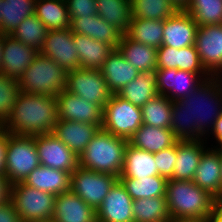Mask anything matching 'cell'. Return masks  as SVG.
Wrapping results in <instances>:
<instances>
[{
	"label": "cell",
	"mask_w": 222,
	"mask_h": 222,
	"mask_svg": "<svg viewBox=\"0 0 222 222\" xmlns=\"http://www.w3.org/2000/svg\"><path fill=\"white\" fill-rule=\"evenodd\" d=\"M166 200L172 222H207L215 197L193 181L169 179Z\"/></svg>",
	"instance_id": "3957f363"
},
{
	"label": "cell",
	"mask_w": 222,
	"mask_h": 222,
	"mask_svg": "<svg viewBox=\"0 0 222 222\" xmlns=\"http://www.w3.org/2000/svg\"><path fill=\"white\" fill-rule=\"evenodd\" d=\"M195 47L205 70L222 77V24L198 26Z\"/></svg>",
	"instance_id": "4fadbf2b"
},
{
	"label": "cell",
	"mask_w": 222,
	"mask_h": 222,
	"mask_svg": "<svg viewBox=\"0 0 222 222\" xmlns=\"http://www.w3.org/2000/svg\"><path fill=\"white\" fill-rule=\"evenodd\" d=\"M177 141L171 129L142 124L128 143L135 148L156 153L173 146Z\"/></svg>",
	"instance_id": "4316f807"
},
{
	"label": "cell",
	"mask_w": 222,
	"mask_h": 222,
	"mask_svg": "<svg viewBox=\"0 0 222 222\" xmlns=\"http://www.w3.org/2000/svg\"><path fill=\"white\" fill-rule=\"evenodd\" d=\"M66 78L63 67L38 53L17 81L22 92L56 97L65 90Z\"/></svg>",
	"instance_id": "5b68a950"
},
{
	"label": "cell",
	"mask_w": 222,
	"mask_h": 222,
	"mask_svg": "<svg viewBox=\"0 0 222 222\" xmlns=\"http://www.w3.org/2000/svg\"><path fill=\"white\" fill-rule=\"evenodd\" d=\"M56 99L58 120L85 122L102 127L103 110L96 103H90L67 90H62Z\"/></svg>",
	"instance_id": "9a60e30c"
},
{
	"label": "cell",
	"mask_w": 222,
	"mask_h": 222,
	"mask_svg": "<svg viewBox=\"0 0 222 222\" xmlns=\"http://www.w3.org/2000/svg\"><path fill=\"white\" fill-rule=\"evenodd\" d=\"M35 15L48 30H63L70 27L65 0H37Z\"/></svg>",
	"instance_id": "1f68e13d"
},
{
	"label": "cell",
	"mask_w": 222,
	"mask_h": 222,
	"mask_svg": "<svg viewBox=\"0 0 222 222\" xmlns=\"http://www.w3.org/2000/svg\"><path fill=\"white\" fill-rule=\"evenodd\" d=\"M100 129L96 124L58 120L52 134L79 156Z\"/></svg>",
	"instance_id": "44dd1931"
},
{
	"label": "cell",
	"mask_w": 222,
	"mask_h": 222,
	"mask_svg": "<svg viewBox=\"0 0 222 222\" xmlns=\"http://www.w3.org/2000/svg\"><path fill=\"white\" fill-rule=\"evenodd\" d=\"M158 175L154 153L133 147L129 143L124 152V166L119 177L142 179Z\"/></svg>",
	"instance_id": "83f0119b"
},
{
	"label": "cell",
	"mask_w": 222,
	"mask_h": 222,
	"mask_svg": "<svg viewBox=\"0 0 222 222\" xmlns=\"http://www.w3.org/2000/svg\"><path fill=\"white\" fill-rule=\"evenodd\" d=\"M173 101L167 96L157 95L141 107L143 124L170 129Z\"/></svg>",
	"instance_id": "d590c367"
},
{
	"label": "cell",
	"mask_w": 222,
	"mask_h": 222,
	"mask_svg": "<svg viewBox=\"0 0 222 222\" xmlns=\"http://www.w3.org/2000/svg\"><path fill=\"white\" fill-rule=\"evenodd\" d=\"M98 15L70 19V29L73 33L85 35L93 39L94 20Z\"/></svg>",
	"instance_id": "bcb514c9"
},
{
	"label": "cell",
	"mask_w": 222,
	"mask_h": 222,
	"mask_svg": "<svg viewBox=\"0 0 222 222\" xmlns=\"http://www.w3.org/2000/svg\"><path fill=\"white\" fill-rule=\"evenodd\" d=\"M132 209L133 199L118 180L96 210V220L100 222H133Z\"/></svg>",
	"instance_id": "ac0fdd59"
},
{
	"label": "cell",
	"mask_w": 222,
	"mask_h": 222,
	"mask_svg": "<svg viewBox=\"0 0 222 222\" xmlns=\"http://www.w3.org/2000/svg\"><path fill=\"white\" fill-rule=\"evenodd\" d=\"M158 175L167 180L173 177L175 162L177 161L176 143L166 149L154 153Z\"/></svg>",
	"instance_id": "7bdbcfd3"
},
{
	"label": "cell",
	"mask_w": 222,
	"mask_h": 222,
	"mask_svg": "<svg viewBox=\"0 0 222 222\" xmlns=\"http://www.w3.org/2000/svg\"><path fill=\"white\" fill-rule=\"evenodd\" d=\"M58 121L57 99L20 91L2 129L17 136L50 134Z\"/></svg>",
	"instance_id": "7a4b0ae2"
},
{
	"label": "cell",
	"mask_w": 222,
	"mask_h": 222,
	"mask_svg": "<svg viewBox=\"0 0 222 222\" xmlns=\"http://www.w3.org/2000/svg\"><path fill=\"white\" fill-rule=\"evenodd\" d=\"M164 20L132 18L126 35L134 41L147 46H162Z\"/></svg>",
	"instance_id": "836d02e7"
},
{
	"label": "cell",
	"mask_w": 222,
	"mask_h": 222,
	"mask_svg": "<svg viewBox=\"0 0 222 222\" xmlns=\"http://www.w3.org/2000/svg\"><path fill=\"white\" fill-rule=\"evenodd\" d=\"M132 18L165 20L177 10L170 0H131Z\"/></svg>",
	"instance_id": "f35d334b"
},
{
	"label": "cell",
	"mask_w": 222,
	"mask_h": 222,
	"mask_svg": "<svg viewBox=\"0 0 222 222\" xmlns=\"http://www.w3.org/2000/svg\"><path fill=\"white\" fill-rule=\"evenodd\" d=\"M117 49L140 73L154 72L157 69V48L134 41L123 34Z\"/></svg>",
	"instance_id": "d4e9b609"
},
{
	"label": "cell",
	"mask_w": 222,
	"mask_h": 222,
	"mask_svg": "<svg viewBox=\"0 0 222 222\" xmlns=\"http://www.w3.org/2000/svg\"><path fill=\"white\" fill-rule=\"evenodd\" d=\"M38 53L34 47L21 43L10 34H4L1 73L18 80Z\"/></svg>",
	"instance_id": "2e32d148"
},
{
	"label": "cell",
	"mask_w": 222,
	"mask_h": 222,
	"mask_svg": "<svg viewBox=\"0 0 222 222\" xmlns=\"http://www.w3.org/2000/svg\"><path fill=\"white\" fill-rule=\"evenodd\" d=\"M3 40H4V34L0 32V69H1L2 54H3Z\"/></svg>",
	"instance_id": "db71d44e"
},
{
	"label": "cell",
	"mask_w": 222,
	"mask_h": 222,
	"mask_svg": "<svg viewBox=\"0 0 222 222\" xmlns=\"http://www.w3.org/2000/svg\"><path fill=\"white\" fill-rule=\"evenodd\" d=\"M39 165L35 136H17L7 131L5 177L8 183L23 182Z\"/></svg>",
	"instance_id": "8992f818"
},
{
	"label": "cell",
	"mask_w": 222,
	"mask_h": 222,
	"mask_svg": "<svg viewBox=\"0 0 222 222\" xmlns=\"http://www.w3.org/2000/svg\"><path fill=\"white\" fill-rule=\"evenodd\" d=\"M143 124L141 107L113 94L103 108L101 129L129 140Z\"/></svg>",
	"instance_id": "ba28073f"
},
{
	"label": "cell",
	"mask_w": 222,
	"mask_h": 222,
	"mask_svg": "<svg viewBox=\"0 0 222 222\" xmlns=\"http://www.w3.org/2000/svg\"><path fill=\"white\" fill-rule=\"evenodd\" d=\"M33 222H55V221L53 219H50V220L33 221Z\"/></svg>",
	"instance_id": "9f6ffc18"
},
{
	"label": "cell",
	"mask_w": 222,
	"mask_h": 222,
	"mask_svg": "<svg viewBox=\"0 0 222 222\" xmlns=\"http://www.w3.org/2000/svg\"><path fill=\"white\" fill-rule=\"evenodd\" d=\"M10 197V184L5 176H0V205L6 203Z\"/></svg>",
	"instance_id": "816d5d0a"
},
{
	"label": "cell",
	"mask_w": 222,
	"mask_h": 222,
	"mask_svg": "<svg viewBox=\"0 0 222 222\" xmlns=\"http://www.w3.org/2000/svg\"><path fill=\"white\" fill-rule=\"evenodd\" d=\"M48 31L34 14L26 17L10 35L21 43L40 51Z\"/></svg>",
	"instance_id": "8d00e7d4"
},
{
	"label": "cell",
	"mask_w": 222,
	"mask_h": 222,
	"mask_svg": "<svg viewBox=\"0 0 222 222\" xmlns=\"http://www.w3.org/2000/svg\"><path fill=\"white\" fill-rule=\"evenodd\" d=\"M135 106L142 107L158 94L155 72L139 73L138 76L117 93Z\"/></svg>",
	"instance_id": "f1b7e54d"
},
{
	"label": "cell",
	"mask_w": 222,
	"mask_h": 222,
	"mask_svg": "<svg viewBox=\"0 0 222 222\" xmlns=\"http://www.w3.org/2000/svg\"><path fill=\"white\" fill-rule=\"evenodd\" d=\"M184 9L198 26L222 24V0H190Z\"/></svg>",
	"instance_id": "74e56055"
},
{
	"label": "cell",
	"mask_w": 222,
	"mask_h": 222,
	"mask_svg": "<svg viewBox=\"0 0 222 222\" xmlns=\"http://www.w3.org/2000/svg\"><path fill=\"white\" fill-rule=\"evenodd\" d=\"M0 222H21L14 204L10 200L0 205Z\"/></svg>",
	"instance_id": "7dc6e473"
},
{
	"label": "cell",
	"mask_w": 222,
	"mask_h": 222,
	"mask_svg": "<svg viewBox=\"0 0 222 222\" xmlns=\"http://www.w3.org/2000/svg\"><path fill=\"white\" fill-rule=\"evenodd\" d=\"M207 222H222V196L215 198L212 213Z\"/></svg>",
	"instance_id": "681fc988"
},
{
	"label": "cell",
	"mask_w": 222,
	"mask_h": 222,
	"mask_svg": "<svg viewBox=\"0 0 222 222\" xmlns=\"http://www.w3.org/2000/svg\"><path fill=\"white\" fill-rule=\"evenodd\" d=\"M117 181L118 176L78 166L71 174L70 190L96 211Z\"/></svg>",
	"instance_id": "9c48e42d"
},
{
	"label": "cell",
	"mask_w": 222,
	"mask_h": 222,
	"mask_svg": "<svg viewBox=\"0 0 222 222\" xmlns=\"http://www.w3.org/2000/svg\"><path fill=\"white\" fill-rule=\"evenodd\" d=\"M122 35L123 34L120 31H118L111 24L107 23L99 15L95 18L93 39L107 43L116 49L122 38Z\"/></svg>",
	"instance_id": "60d3db41"
},
{
	"label": "cell",
	"mask_w": 222,
	"mask_h": 222,
	"mask_svg": "<svg viewBox=\"0 0 222 222\" xmlns=\"http://www.w3.org/2000/svg\"><path fill=\"white\" fill-rule=\"evenodd\" d=\"M97 15L122 34L128 32L132 20L131 0H96Z\"/></svg>",
	"instance_id": "4dcf8cb0"
},
{
	"label": "cell",
	"mask_w": 222,
	"mask_h": 222,
	"mask_svg": "<svg viewBox=\"0 0 222 222\" xmlns=\"http://www.w3.org/2000/svg\"><path fill=\"white\" fill-rule=\"evenodd\" d=\"M56 195L18 182L10 185L9 200L14 204L21 222L50 220L53 218Z\"/></svg>",
	"instance_id": "52a82bcc"
},
{
	"label": "cell",
	"mask_w": 222,
	"mask_h": 222,
	"mask_svg": "<svg viewBox=\"0 0 222 222\" xmlns=\"http://www.w3.org/2000/svg\"><path fill=\"white\" fill-rule=\"evenodd\" d=\"M156 86L159 95L167 96L173 102L185 98L210 74H197L179 69H156Z\"/></svg>",
	"instance_id": "8fae6325"
},
{
	"label": "cell",
	"mask_w": 222,
	"mask_h": 222,
	"mask_svg": "<svg viewBox=\"0 0 222 222\" xmlns=\"http://www.w3.org/2000/svg\"><path fill=\"white\" fill-rule=\"evenodd\" d=\"M133 222H172L166 196L133 201Z\"/></svg>",
	"instance_id": "e575fe53"
},
{
	"label": "cell",
	"mask_w": 222,
	"mask_h": 222,
	"mask_svg": "<svg viewBox=\"0 0 222 222\" xmlns=\"http://www.w3.org/2000/svg\"><path fill=\"white\" fill-rule=\"evenodd\" d=\"M178 9H184L190 0H170Z\"/></svg>",
	"instance_id": "f5cc1de1"
},
{
	"label": "cell",
	"mask_w": 222,
	"mask_h": 222,
	"mask_svg": "<svg viewBox=\"0 0 222 222\" xmlns=\"http://www.w3.org/2000/svg\"><path fill=\"white\" fill-rule=\"evenodd\" d=\"M178 69L197 74H209L199 59L195 45L179 49Z\"/></svg>",
	"instance_id": "b9f144b4"
},
{
	"label": "cell",
	"mask_w": 222,
	"mask_h": 222,
	"mask_svg": "<svg viewBox=\"0 0 222 222\" xmlns=\"http://www.w3.org/2000/svg\"><path fill=\"white\" fill-rule=\"evenodd\" d=\"M179 49L161 46L157 49V69H178Z\"/></svg>",
	"instance_id": "f6af8a7d"
},
{
	"label": "cell",
	"mask_w": 222,
	"mask_h": 222,
	"mask_svg": "<svg viewBox=\"0 0 222 222\" xmlns=\"http://www.w3.org/2000/svg\"><path fill=\"white\" fill-rule=\"evenodd\" d=\"M17 79L7 77L0 71V123L3 124L11 115L20 93Z\"/></svg>",
	"instance_id": "ab89813d"
},
{
	"label": "cell",
	"mask_w": 222,
	"mask_h": 222,
	"mask_svg": "<svg viewBox=\"0 0 222 222\" xmlns=\"http://www.w3.org/2000/svg\"><path fill=\"white\" fill-rule=\"evenodd\" d=\"M80 68L100 70L114 48L85 35L73 33Z\"/></svg>",
	"instance_id": "484cf974"
},
{
	"label": "cell",
	"mask_w": 222,
	"mask_h": 222,
	"mask_svg": "<svg viewBox=\"0 0 222 222\" xmlns=\"http://www.w3.org/2000/svg\"><path fill=\"white\" fill-rule=\"evenodd\" d=\"M221 114L222 77L211 76L188 96L173 102L170 129L177 140H207Z\"/></svg>",
	"instance_id": "6da1fadb"
},
{
	"label": "cell",
	"mask_w": 222,
	"mask_h": 222,
	"mask_svg": "<svg viewBox=\"0 0 222 222\" xmlns=\"http://www.w3.org/2000/svg\"><path fill=\"white\" fill-rule=\"evenodd\" d=\"M55 222H95L96 211L71 190L56 196Z\"/></svg>",
	"instance_id": "7402d4cb"
},
{
	"label": "cell",
	"mask_w": 222,
	"mask_h": 222,
	"mask_svg": "<svg viewBox=\"0 0 222 222\" xmlns=\"http://www.w3.org/2000/svg\"><path fill=\"white\" fill-rule=\"evenodd\" d=\"M206 144L208 145L207 140H178L176 142L177 161L171 179L193 181L200 159L209 148Z\"/></svg>",
	"instance_id": "d6986e66"
},
{
	"label": "cell",
	"mask_w": 222,
	"mask_h": 222,
	"mask_svg": "<svg viewBox=\"0 0 222 222\" xmlns=\"http://www.w3.org/2000/svg\"><path fill=\"white\" fill-rule=\"evenodd\" d=\"M100 71L112 94H117L140 73L127 62L117 48L109 54Z\"/></svg>",
	"instance_id": "603a6c76"
},
{
	"label": "cell",
	"mask_w": 222,
	"mask_h": 222,
	"mask_svg": "<svg viewBox=\"0 0 222 222\" xmlns=\"http://www.w3.org/2000/svg\"><path fill=\"white\" fill-rule=\"evenodd\" d=\"M23 183L57 196L70 190L71 173L39 165L25 178Z\"/></svg>",
	"instance_id": "cb8c5ba5"
},
{
	"label": "cell",
	"mask_w": 222,
	"mask_h": 222,
	"mask_svg": "<svg viewBox=\"0 0 222 222\" xmlns=\"http://www.w3.org/2000/svg\"><path fill=\"white\" fill-rule=\"evenodd\" d=\"M40 165L73 173L79 166L78 156L52 133L35 135Z\"/></svg>",
	"instance_id": "7c38bea8"
},
{
	"label": "cell",
	"mask_w": 222,
	"mask_h": 222,
	"mask_svg": "<svg viewBox=\"0 0 222 222\" xmlns=\"http://www.w3.org/2000/svg\"><path fill=\"white\" fill-rule=\"evenodd\" d=\"M210 147L200 159L193 182L216 198L222 196V164L219 152Z\"/></svg>",
	"instance_id": "ffe728a7"
},
{
	"label": "cell",
	"mask_w": 222,
	"mask_h": 222,
	"mask_svg": "<svg viewBox=\"0 0 222 222\" xmlns=\"http://www.w3.org/2000/svg\"><path fill=\"white\" fill-rule=\"evenodd\" d=\"M65 90L90 103H96L102 110L113 95L101 71L87 68L67 71Z\"/></svg>",
	"instance_id": "30bf717a"
},
{
	"label": "cell",
	"mask_w": 222,
	"mask_h": 222,
	"mask_svg": "<svg viewBox=\"0 0 222 222\" xmlns=\"http://www.w3.org/2000/svg\"><path fill=\"white\" fill-rule=\"evenodd\" d=\"M37 0H0V32L10 34L28 16L35 14Z\"/></svg>",
	"instance_id": "f546056e"
},
{
	"label": "cell",
	"mask_w": 222,
	"mask_h": 222,
	"mask_svg": "<svg viewBox=\"0 0 222 222\" xmlns=\"http://www.w3.org/2000/svg\"><path fill=\"white\" fill-rule=\"evenodd\" d=\"M198 25L185 9L164 20L162 46L180 49L195 45Z\"/></svg>",
	"instance_id": "e0dca14e"
},
{
	"label": "cell",
	"mask_w": 222,
	"mask_h": 222,
	"mask_svg": "<svg viewBox=\"0 0 222 222\" xmlns=\"http://www.w3.org/2000/svg\"><path fill=\"white\" fill-rule=\"evenodd\" d=\"M210 134L212 135V138L216 140L215 144H217L216 146L214 145L213 148L222 147V114L215 121L214 127L212 131L210 132Z\"/></svg>",
	"instance_id": "f907efd6"
},
{
	"label": "cell",
	"mask_w": 222,
	"mask_h": 222,
	"mask_svg": "<svg viewBox=\"0 0 222 222\" xmlns=\"http://www.w3.org/2000/svg\"><path fill=\"white\" fill-rule=\"evenodd\" d=\"M70 19L97 14L96 0H65Z\"/></svg>",
	"instance_id": "ee69618b"
},
{
	"label": "cell",
	"mask_w": 222,
	"mask_h": 222,
	"mask_svg": "<svg viewBox=\"0 0 222 222\" xmlns=\"http://www.w3.org/2000/svg\"><path fill=\"white\" fill-rule=\"evenodd\" d=\"M220 154L221 164H222V147H214Z\"/></svg>",
	"instance_id": "11a10c76"
},
{
	"label": "cell",
	"mask_w": 222,
	"mask_h": 222,
	"mask_svg": "<svg viewBox=\"0 0 222 222\" xmlns=\"http://www.w3.org/2000/svg\"><path fill=\"white\" fill-rule=\"evenodd\" d=\"M127 144L128 140L100 129L78 156L79 167L119 177Z\"/></svg>",
	"instance_id": "277c9868"
},
{
	"label": "cell",
	"mask_w": 222,
	"mask_h": 222,
	"mask_svg": "<svg viewBox=\"0 0 222 222\" xmlns=\"http://www.w3.org/2000/svg\"><path fill=\"white\" fill-rule=\"evenodd\" d=\"M39 53L51 58L66 71L80 68L76 44L70 28L49 30Z\"/></svg>",
	"instance_id": "5bb4252c"
},
{
	"label": "cell",
	"mask_w": 222,
	"mask_h": 222,
	"mask_svg": "<svg viewBox=\"0 0 222 222\" xmlns=\"http://www.w3.org/2000/svg\"><path fill=\"white\" fill-rule=\"evenodd\" d=\"M118 180L126 189V192L134 200L141 198H153L166 196L167 179L155 175L142 179L118 177Z\"/></svg>",
	"instance_id": "d6a6232c"
},
{
	"label": "cell",
	"mask_w": 222,
	"mask_h": 222,
	"mask_svg": "<svg viewBox=\"0 0 222 222\" xmlns=\"http://www.w3.org/2000/svg\"><path fill=\"white\" fill-rule=\"evenodd\" d=\"M7 150V131H0V176H5V158Z\"/></svg>",
	"instance_id": "c3c4849f"
}]
</instances>
